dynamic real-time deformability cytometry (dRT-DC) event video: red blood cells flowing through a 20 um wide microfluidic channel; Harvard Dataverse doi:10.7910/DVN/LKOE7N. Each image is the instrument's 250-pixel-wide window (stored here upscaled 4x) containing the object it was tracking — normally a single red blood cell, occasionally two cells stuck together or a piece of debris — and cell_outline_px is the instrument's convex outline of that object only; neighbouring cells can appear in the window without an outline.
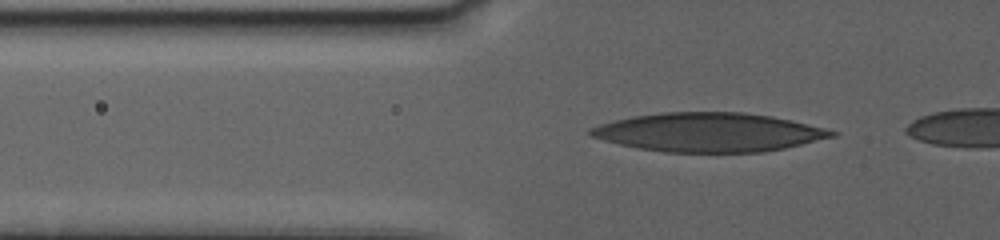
{"species": "human", "species_latin": "Homo sapiens", "temperature_condition": "warm", "stored_images_in_passage": 39, "camera_frame_rate_fps": 3000, "um_per_image_px": 0.085, "donor": {"sex": "female"}, "frame": {"image": 1, "passage_image": 3, "time_ms": 0.667, "image_size_px": [1000, 240], "cell_outline_px": [[836, 136], [784, 148], [764, 152], [664, 152], [636, 148], [604, 140], [592, 136], [588, 132], [588, 128], [600, 124], [616, 120], [636, 116], [664, 112], [744, 112], [772, 116], [824, 128], [836, 132]], "centroid_in_image_um": [60.23, 11.25], "position_along_channel_um": 65.6, "area_um2": 54.27}}
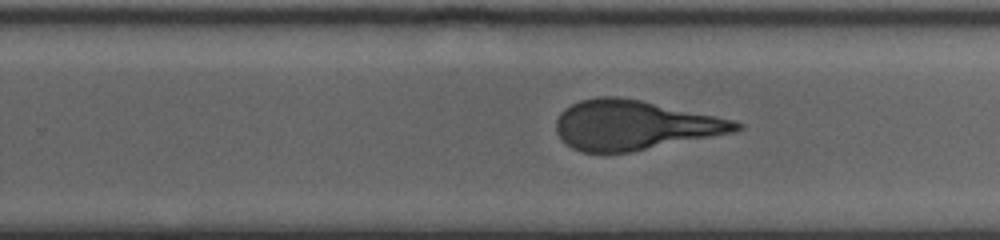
{"frame": {"image": 2, "passage_image": 23, "time_ms": 7.333, "image_size_px": [1000, 240], "cell_outline_px": [[744, 128], [736, 132], [632, 152], [580, 152], [572, 148], [556, 132], [556, 120], [560, 112], [564, 108], [580, 100], [600, 96], [616, 96], [640, 100], [732, 120], [744, 124]], "centroid_in_image_um": [53.9, 10.64], "position_along_channel_um": 275.9, "area_um2": 51.67}}
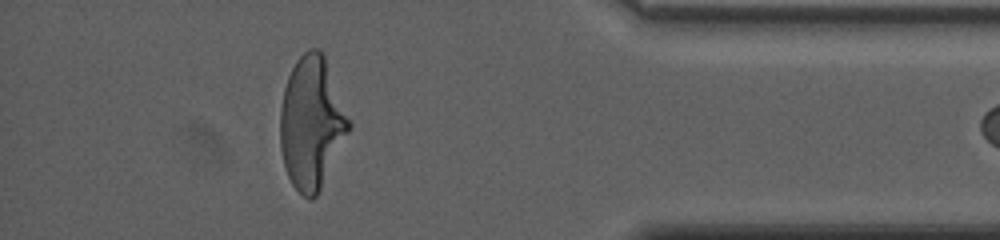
{"frame": {"image": 3, "passage_image": 37, "time_ms": 12.0, "image_size_px": [1000, 240], "cell_outline_px": [[352, 128], [316, 196], [312, 200], [308, 200], [292, 184], [288, 176], [284, 164], [280, 148], [280, 108], [284, 88], [288, 76], [296, 60], [308, 48], [320, 48], [324, 52], [352, 124]], "centroid_in_image_um": [26.5, 10.41], "position_along_channel_um": 408.7, "area_um2": 53.23}}